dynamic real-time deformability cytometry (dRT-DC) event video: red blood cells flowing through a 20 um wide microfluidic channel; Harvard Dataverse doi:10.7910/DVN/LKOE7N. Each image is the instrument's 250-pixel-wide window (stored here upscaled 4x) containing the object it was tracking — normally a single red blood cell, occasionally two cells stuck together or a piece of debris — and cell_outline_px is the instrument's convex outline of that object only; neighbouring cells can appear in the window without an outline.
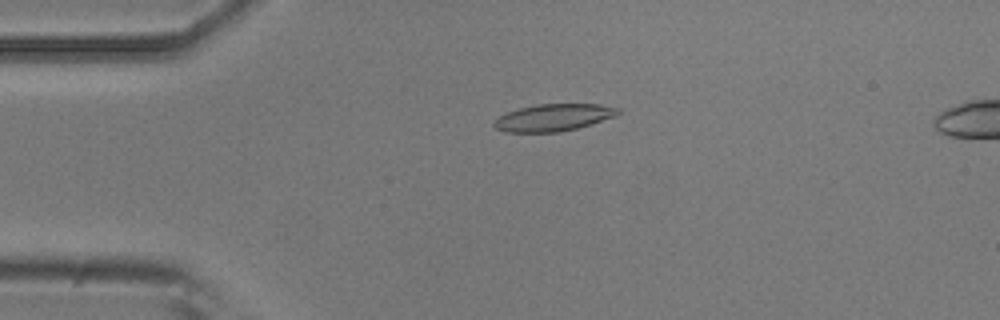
{"species": "common noctule bat (a hibernating species)", "species_latin": "Nyctalus noctula", "temperature_condition": "room temperature", "stored_images_in_passage": 4, "camera_frame_rate_fps": 3000, "um_per_image_px": 0.085, "animal": {"sex": "male", "body_mass_g": 20.5, "forearm_length_mm": 52.5}, "frame": {"image": 1, "passage_image": 3, "time_ms": 2.333, "image_size_px": [1000, 320], "cell_outline_px": [[620, 112], [616, 116], [576, 128], [560, 132], [504, 132], [496, 128], [492, 124], [500, 116], [508, 112], [520, 108], [536, 104], [600, 104], [620, 108]], "centroid_in_image_um": [47.06, 9.98], "position_along_channel_um": 37.9, "area_um2": 19.42}}